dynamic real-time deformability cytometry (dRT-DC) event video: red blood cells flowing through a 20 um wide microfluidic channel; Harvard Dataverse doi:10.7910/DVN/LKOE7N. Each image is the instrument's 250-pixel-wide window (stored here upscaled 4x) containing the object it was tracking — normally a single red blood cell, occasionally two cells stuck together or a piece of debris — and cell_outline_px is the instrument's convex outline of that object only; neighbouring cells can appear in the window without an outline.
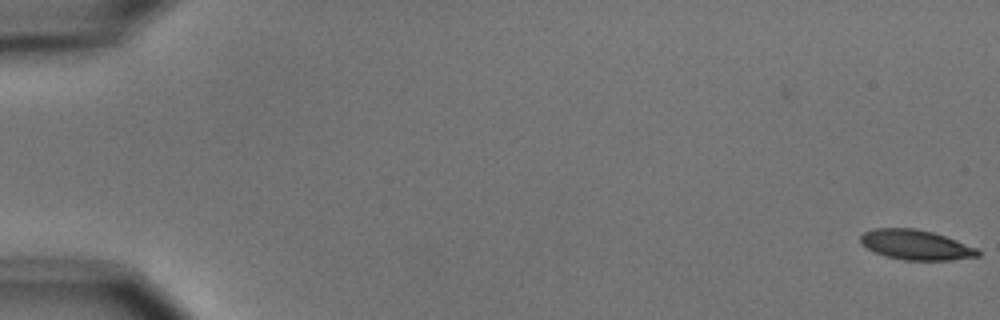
{"species": "common noctule bat (a hibernating species)", "species_latin": "Nyctalus noctula", "temperature_condition": "cold", "stored_images_in_passage": 2, "camera_frame_rate_fps": 3000, "um_per_image_px": 0.085, "animal": {"sex": "male", "body_mass_g": 15.6}, "frame": {"image": 1, "passage_image": 2, "time_ms": 1.333, "image_size_px": [1000, 320], "cell_outline_px": [[980, 256], [952, 260], [904, 260], [888, 256], [876, 252], [860, 244], [860, 236], [864, 232], [872, 228], [916, 228], [932, 232], [956, 240], [976, 248], [980, 252]], "centroid_in_image_um": [77.83, 20.8], "position_along_channel_um": 7.2, "area_um2": 20.35}}